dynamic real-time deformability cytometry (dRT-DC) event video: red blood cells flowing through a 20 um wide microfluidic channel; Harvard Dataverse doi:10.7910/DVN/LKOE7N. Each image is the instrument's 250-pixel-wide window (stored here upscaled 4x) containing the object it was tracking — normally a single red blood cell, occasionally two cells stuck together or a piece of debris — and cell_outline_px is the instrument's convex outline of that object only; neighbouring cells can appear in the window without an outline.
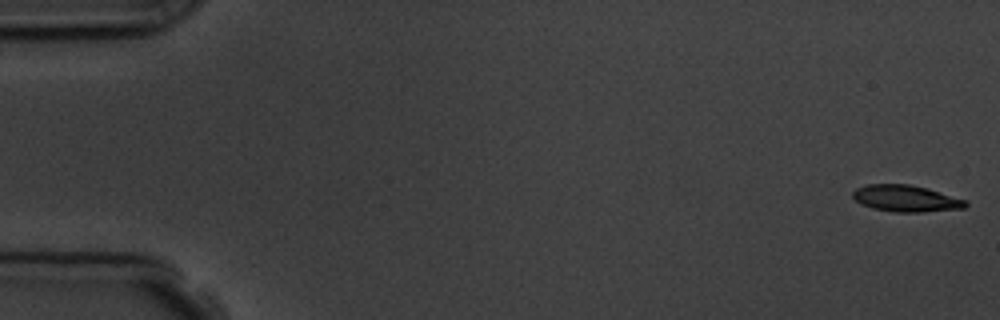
{"species": "common noctule bat (a hibernating species)", "species_latin": "Nyctalus noctula", "temperature_condition": "room temperature", "stored_images_in_passage": 15, "camera_frame_rate_fps": 3000, "um_per_image_px": 0.085, "animal": {"sex": "male", "body_mass_g": 19.5, "forearm_length_mm": 54.6}, "frame": {"image": 1, "passage_image": 1, "time_ms": 0.0, "image_size_px": [1000, 320], "cell_outline_px": [[968, 204], [964, 208], [920, 212], [892, 212], [872, 208], [860, 204], [852, 196], [852, 192], [856, 188], [868, 184], [908, 184], [928, 188], [968, 200]], "centroid_in_image_um": [77.01, 16.87], "position_along_channel_um": 8.0, "area_um2": 17.63}}
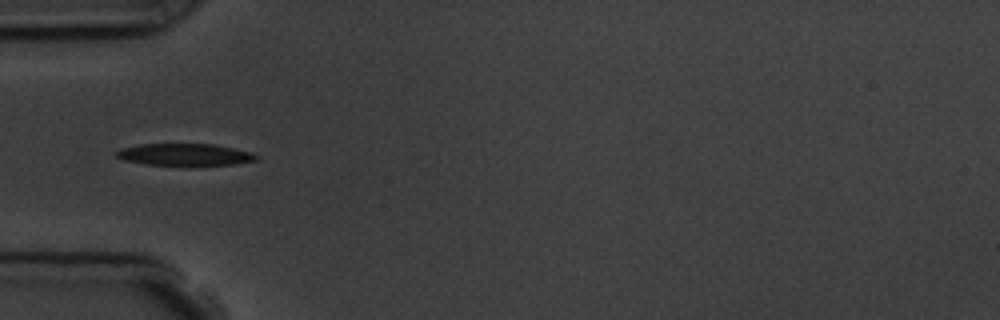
{"frame": {"image": 2, "passage_image": 5, "time_ms": 5.667, "image_size_px": [1000, 320], "cell_outline_px": [[260, 156], [256, 160], [236, 164], [144, 164], [124, 160], [116, 156], [116, 152], [120, 148], [140, 144], [216, 144], [252, 152]], "centroid_in_image_um": [15.72, 13.12], "position_along_channel_um": 69.3, "area_um2": 17.63}, "authors_computed_cell_mechanics": {"area_um2": 17.9758, "velocity_mm_per_s": 3.6679, "shape_relaxation_time_tau1_ms": 2.7378, "shape_relaxation_time_tau2_ms": 3.6287, "deformation_change_tau1": 0.1145, "deformation_change_tau2": 0.1069}}